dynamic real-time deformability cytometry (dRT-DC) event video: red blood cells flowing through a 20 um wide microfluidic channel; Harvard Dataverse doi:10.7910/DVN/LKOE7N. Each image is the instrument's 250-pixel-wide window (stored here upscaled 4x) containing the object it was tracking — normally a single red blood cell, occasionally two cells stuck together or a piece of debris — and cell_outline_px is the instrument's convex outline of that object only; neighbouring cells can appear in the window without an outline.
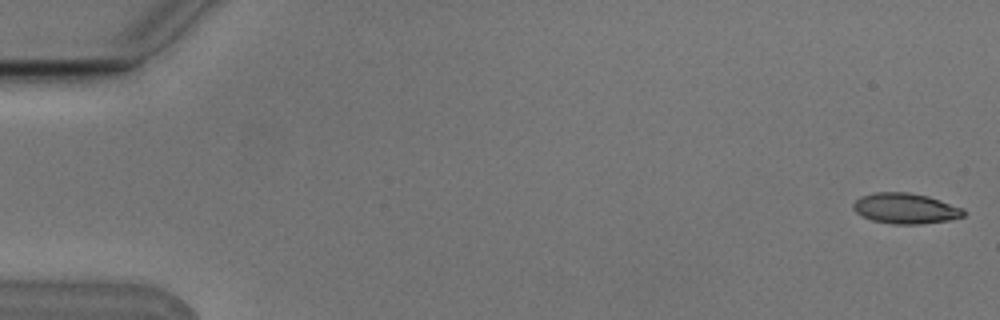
{"species": "Egyptian fruit bat (a non-hibernating species)", "species_latin": "Rousettus aegyptiacus", "temperature_condition": "cold", "stored_images_in_passage": 5, "camera_frame_rate_fps": 3000, "um_per_image_px": 0.085, "animal": {"sex": "male"}, "frame": {"image": 1, "passage_image": 1, "time_ms": 0.0, "image_size_px": [1000, 320], "cell_outline_px": [[964, 216], [948, 220], [920, 224], [892, 224], [872, 220], [856, 212], [852, 208], [852, 204], [860, 196], [876, 192], [908, 192], [928, 196], [964, 208]], "centroid_in_image_um": [76.96, 17.71], "position_along_channel_um": 8.0, "area_um2": 19.59}}
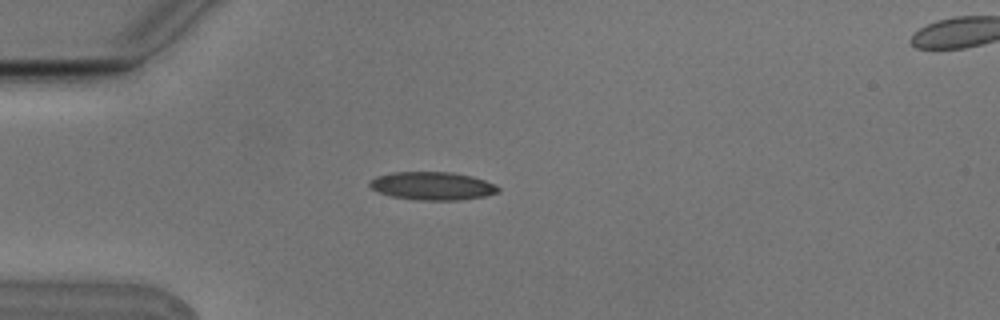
{"frame": {"image": 2, "passage_image": 5, "time_ms": 1.333, "image_size_px": [1000, 320], "cell_outline_px": [[500, 192], [484, 196], [456, 200], [416, 200], [392, 196], [380, 192], [372, 188], [368, 184], [368, 180], [376, 176], [392, 172], [452, 172], [472, 176], [484, 180], [500, 188]], "centroid_in_image_um": [36.72, 15.79], "position_along_channel_um": 48.3, "area_um2": 20.98}}